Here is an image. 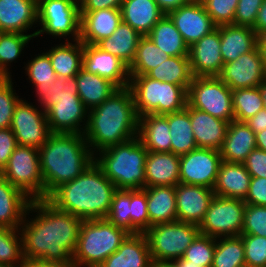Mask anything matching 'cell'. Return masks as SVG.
<instances>
[{
  "label": "cell",
  "mask_w": 266,
  "mask_h": 267,
  "mask_svg": "<svg viewBox=\"0 0 266 267\" xmlns=\"http://www.w3.org/2000/svg\"><path fill=\"white\" fill-rule=\"evenodd\" d=\"M32 212H37L36 217L29 221L26 215ZM82 221L46 198L32 200L20 225L24 258L73 263Z\"/></svg>",
  "instance_id": "obj_1"
},
{
  "label": "cell",
  "mask_w": 266,
  "mask_h": 267,
  "mask_svg": "<svg viewBox=\"0 0 266 267\" xmlns=\"http://www.w3.org/2000/svg\"><path fill=\"white\" fill-rule=\"evenodd\" d=\"M138 125L133 95L127 86L118 88L100 105L88 110L84 137L96 156L100 150L138 136Z\"/></svg>",
  "instance_id": "obj_2"
},
{
  "label": "cell",
  "mask_w": 266,
  "mask_h": 267,
  "mask_svg": "<svg viewBox=\"0 0 266 267\" xmlns=\"http://www.w3.org/2000/svg\"><path fill=\"white\" fill-rule=\"evenodd\" d=\"M116 190L94 161L81 175L57 187L46 199L82 220L105 219Z\"/></svg>",
  "instance_id": "obj_3"
},
{
  "label": "cell",
  "mask_w": 266,
  "mask_h": 267,
  "mask_svg": "<svg viewBox=\"0 0 266 267\" xmlns=\"http://www.w3.org/2000/svg\"><path fill=\"white\" fill-rule=\"evenodd\" d=\"M39 150L44 199L57 187L81 175L94 162V154L78 133H52Z\"/></svg>",
  "instance_id": "obj_4"
},
{
  "label": "cell",
  "mask_w": 266,
  "mask_h": 267,
  "mask_svg": "<svg viewBox=\"0 0 266 267\" xmlns=\"http://www.w3.org/2000/svg\"><path fill=\"white\" fill-rule=\"evenodd\" d=\"M95 163L117 189L145 188V161L148 154L139 137L98 151Z\"/></svg>",
  "instance_id": "obj_5"
},
{
  "label": "cell",
  "mask_w": 266,
  "mask_h": 267,
  "mask_svg": "<svg viewBox=\"0 0 266 267\" xmlns=\"http://www.w3.org/2000/svg\"><path fill=\"white\" fill-rule=\"evenodd\" d=\"M129 235L107 219L83 220L76 250L72 256L74 267H98Z\"/></svg>",
  "instance_id": "obj_6"
},
{
  "label": "cell",
  "mask_w": 266,
  "mask_h": 267,
  "mask_svg": "<svg viewBox=\"0 0 266 267\" xmlns=\"http://www.w3.org/2000/svg\"><path fill=\"white\" fill-rule=\"evenodd\" d=\"M129 85L138 117L165 115L183 110L187 91L181 86L151 79L146 75H129Z\"/></svg>",
  "instance_id": "obj_7"
},
{
  "label": "cell",
  "mask_w": 266,
  "mask_h": 267,
  "mask_svg": "<svg viewBox=\"0 0 266 267\" xmlns=\"http://www.w3.org/2000/svg\"><path fill=\"white\" fill-rule=\"evenodd\" d=\"M154 265L172 263L182 258L200 234L199 226L186 222L160 223L144 232Z\"/></svg>",
  "instance_id": "obj_8"
},
{
  "label": "cell",
  "mask_w": 266,
  "mask_h": 267,
  "mask_svg": "<svg viewBox=\"0 0 266 267\" xmlns=\"http://www.w3.org/2000/svg\"><path fill=\"white\" fill-rule=\"evenodd\" d=\"M0 175L31 200L44 199L38 148L18 145Z\"/></svg>",
  "instance_id": "obj_9"
},
{
  "label": "cell",
  "mask_w": 266,
  "mask_h": 267,
  "mask_svg": "<svg viewBox=\"0 0 266 267\" xmlns=\"http://www.w3.org/2000/svg\"><path fill=\"white\" fill-rule=\"evenodd\" d=\"M187 105L229 123L234 120L232 90L219 77H194L187 90Z\"/></svg>",
  "instance_id": "obj_10"
},
{
  "label": "cell",
  "mask_w": 266,
  "mask_h": 267,
  "mask_svg": "<svg viewBox=\"0 0 266 267\" xmlns=\"http://www.w3.org/2000/svg\"><path fill=\"white\" fill-rule=\"evenodd\" d=\"M79 0H37V22L42 28L37 36L49 34L55 37L73 36L80 40Z\"/></svg>",
  "instance_id": "obj_11"
},
{
  "label": "cell",
  "mask_w": 266,
  "mask_h": 267,
  "mask_svg": "<svg viewBox=\"0 0 266 267\" xmlns=\"http://www.w3.org/2000/svg\"><path fill=\"white\" fill-rule=\"evenodd\" d=\"M246 203L241 199L214 196L199 225L200 234L212 238L240 236Z\"/></svg>",
  "instance_id": "obj_12"
},
{
  "label": "cell",
  "mask_w": 266,
  "mask_h": 267,
  "mask_svg": "<svg viewBox=\"0 0 266 267\" xmlns=\"http://www.w3.org/2000/svg\"><path fill=\"white\" fill-rule=\"evenodd\" d=\"M11 130L17 144L41 148L52 134L49 129L46 112L26 100H20L14 110Z\"/></svg>",
  "instance_id": "obj_13"
},
{
  "label": "cell",
  "mask_w": 266,
  "mask_h": 267,
  "mask_svg": "<svg viewBox=\"0 0 266 267\" xmlns=\"http://www.w3.org/2000/svg\"><path fill=\"white\" fill-rule=\"evenodd\" d=\"M222 161L219 150L197 147L180 156V183L213 189Z\"/></svg>",
  "instance_id": "obj_14"
},
{
  "label": "cell",
  "mask_w": 266,
  "mask_h": 267,
  "mask_svg": "<svg viewBox=\"0 0 266 267\" xmlns=\"http://www.w3.org/2000/svg\"><path fill=\"white\" fill-rule=\"evenodd\" d=\"M232 91L258 87L265 79L260 53L255 47L240 55L236 60L225 63L218 76Z\"/></svg>",
  "instance_id": "obj_15"
},
{
  "label": "cell",
  "mask_w": 266,
  "mask_h": 267,
  "mask_svg": "<svg viewBox=\"0 0 266 267\" xmlns=\"http://www.w3.org/2000/svg\"><path fill=\"white\" fill-rule=\"evenodd\" d=\"M188 56L194 77H218L224 65L220 50V26L193 43Z\"/></svg>",
  "instance_id": "obj_16"
},
{
  "label": "cell",
  "mask_w": 266,
  "mask_h": 267,
  "mask_svg": "<svg viewBox=\"0 0 266 267\" xmlns=\"http://www.w3.org/2000/svg\"><path fill=\"white\" fill-rule=\"evenodd\" d=\"M167 15L189 47L217 27L201 1L192 0Z\"/></svg>",
  "instance_id": "obj_17"
},
{
  "label": "cell",
  "mask_w": 266,
  "mask_h": 267,
  "mask_svg": "<svg viewBox=\"0 0 266 267\" xmlns=\"http://www.w3.org/2000/svg\"><path fill=\"white\" fill-rule=\"evenodd\" d=\"M177 221L199 226L215 196L213 189L191 184L175 186Z\"/></svg>",
  "instance_id": "obj_18"
},
{
  "label": "cell",
  "mask_w": 266,
  "mask_h": 267,
  "mask_svg": "<svg viewBox=\"0 0 266 267\" xmlns=\"http://www.w3.org/2000/svg\"><path fill=\"white\" fill-rule=\"evenodd\" d=\"M83 68L110 80L118 88L129 85L128 66L118 57L94 44H84Z\"/></svg>",
  "instance_id": "obj_19"
},
{
  "label": "cell",
  "mask_w": 266,
  "mask_h": 267,
  "mask_svg": "<svg viewBox=\"0 0 266 267\" xmlns=\"http://www.w3.org/2000/svg\"><path fill=\"white\" fill-rule=\"evenodd\" d=\"M46 117L51 133L84 134L88 123V109L81 99L57 100L46 111Z\"/></svg>",
  "instance_id": "obj_20"
},
{
  "label": "cell",
  "mask_w": 266,
  "mask_h": 267,
  "mask_svg": "<svg viewBox=\"0 0 266 267\" xmlns=\"http://www.w3.org/2000/svg\"><path fill=\"white\" fill-rule=\"evenodd\" d=\"M80 41L96 45L108 38L122 22L121 8L80 11Z\"/></svg>",
  "instance_id": "obj_21"
},
{
  "label": "cell",
  "mask_w": 266,
  "mask_h": 267,
  "mask_svg": "<svg viewBox=\"0 0 266 267\" xmlns=\"http://www.w3.org/2000/svg\"><path fill=\"white\" fill-rule=\"evenodd\" d=\"M98 267H154L145 234H129Z\"/></svg>",
  "instance_id": "obj_22"
},
{
  "label": "cell",
  "mask_w": 266,
  "mask_h": 267,
  "mask_svg": "<svg viewBox=\"0 0 266 267\" xmlns=\"http://www.w3.org/2000/svg\"><path fill=\"white\" fill-rule=\"evenodd\" d=\"M180 156L172 152L148 151L145 161V187L176 186L180 183Z\"/></svg>",
  "instance_id": "obj_23"
},
{
  "label": "cell",
  "mask_w": 266,
  "mask_h": 267,
  "mask_svg": "<svg viewBox=\"0 0 266 267\" xmlns=\"http://www.w3.org/2000/svg\"><path fill=\"white\" fill-rule=\"evenodd\" d=\"M189 114L197 147L220 150L226 137L229 122L196 108L189 107Z\"/></svg>",
  "instance_id": "obj_24"
},
{
  "label": "cell",
  "mask_w": 266,
  "mask_h": 267,
  "mask_svg": "<svg viewBox=\"0 0 266 267\" xmlns=\"http://www.w3.org/2000/svg\"><path fill=\"white\" fill-rule=\"evenodd\" d=\"M37 24V0H0V30L27 33Z\"/></svg>",
  "instance_id": "obj_25"
},
{
  "label": "cell",
  "mask_w": 266,
  "mask_h": 267,
  "mask_svg": "<svg viewBox=\"0 0 266 267\" xmlns=\"http://www.w3.org/2000/svg\"><path fill=\"white\" fill-rule=\"evenodd\" d=\"M256 148V134L245 122L233 120L219 152L223 161L243 164Z\"/></svg>",
  "instance_id": "obj_26"
},
{
  "label": "cell",
  "mask_w": 266,
  "mask_h": 267,
  "mask_svg": "<svg viewBox=\"0 0 266 267\" xmlns=\"http://www.w3.org/2000/svg\"><path fill=\"white\" fill-rule=\"evenodd\" d=\"M32 200L0 175V226L20 228Z\"/></svg>",
  "instance_id": "obj_27"
},
{
  "label": "cell",
  "mask_w": 266,
  "mask_h": 267,
  "mask_svg": "<svg viewBox=\"0 0 266 267\" xmlns=\"http://www.w3.org/2000/svg\"><path fill=\"white\" fill-rule=\"evenodd\" d=\"M250 182L251 175L244 164L222 161L213 191L216 196L244 200Z\"/></svg>",
  "instance_id": "obj_28"
},
{
  "label": "cell",
  "mask_w": 266,
  "mask_h": 267,
  "mask_svg": "<svg viewBox=\"0 0 266 267\" xmlns=\"http://www.w3.org/2000/svg\"><path fill=\"white\" fill-rule=\"evenodd\" d=\"M121 14L122 21L129 24L141 36H147L165 15L155 0H124Z\"/></svg>",
  "instance_id": "obj_29"
},
{
  "label": "cell",
  "mask_w": 266,
  "mask_h": 267,
  "mask_svg": "<svg viewBox=\"0 0 266 267\" xmlns=\"http://www.w3.org/2000/svg\"><path fill=\"white\" fill-rule=\"evenodd\" d=\"M138 137L147 151L171 152L168 114H146L139 117Z\"/></svg>",
  "instance_id": "obj_30"
},
{
  "label": "cell",
  "mask_w": 266,
  "mask_h": 267,
  "mask_svg": "<svg viewBox=\"0 0 266 267\" xmlns=\"http://www.w3.org/2000/svg\"><path fill=\"white\" fill-rule=\"evenodd\" d=\"M255 47L253 28L235 24L220 26V50L224 64L236 60Z\"/></svg>",
  "instance_id": "obj_31"
},
{
  "label": "cell",
  "mask_w": 266,
  "mask_h": 267,
  "mask_svg": "<svg viewBox=\"0 0 266 267\" xmlns=\"http://www.w3.org/2000/svg\"><path fill=\"white\" fill-rule=\"evenodd\" d=\"M147 194L149 227L177 221L176 193L174 186H155L143 189Z\"/></svg>",
  "instance_id": "obj_32"
},
{
  "label": "cell",
  "mask_w": 266,
  "mask_h": 267,
  "mask_svg": "<svg viewBox=\"0 0 266 267\" xmlns=\"http://www.w3.org/2000/svg\"><path fill=\"white\" fill-rule=\"evenodd\" d=\"M65 41L45 53L57 77L72 78L83 68L84 44L80 40L72 44L68 38Z\"/></svg>",
  "instance_id": "obj_33"
},
{
  "label": "cell",
  "mask_w": 266,
  "mask_h": 267,
  "mask_svg": "<svg viewBox=\"0 0 266 267\" xmlns=\"http://www.w3.org/2000/svg\"><path fill=\"white\" fill-rule=\"evenodd\" d=\"M141 37L135 29L122 21L111 36L100 40L96 46L118 57L129 67L135 58Z\"/></svg>",
  "instance_id": "obj_34"
},
{
  "label": "cell",
  "mask_w": 266,
  "mask_h": 267,
  "mask_svg": "<svg viewBox=\"0 0 266 267\" xmlns=\"http://www.w3.org/2000/svg\"><path fill=\"white\" fill-rule=\"evenodd\" d=\"M78 96L84 106L91 110L105 101L118 87L110 80L82 68L75 76Z\"/></svg>",
  "instance_id": "obj_35"
},
{
  "label": "cell",
  "mask_w": 266,
  "mask_h": 267,
  "mask_svg": "<svg viewBox=\"0 0 266 267\" xmlns=\"http://www.w3.org/2000/svg\"><path fill=\"white\" fill-rule=\"evenodd\" d=\"M147 36L169 56L189 55V46L167 14L153 26Z\"/></svg>",
  "instance_id": "obj_36"
},
{
  "label": "cell",
  "mask_w": 266,
  "mask_h": 267,
  "mask_svg": "<svg viewBox=\"0 0 266 267\" xmlns=\"http://www.w3.org/2000/svg\"><path fill=\"white\" fill-rule=\"evenodd\" d=\"M171 152L182 156L197 148L191 128L189 106L178 112L168 113Z\"/></svg>",
  "instance_id": "obj_37"
},
{
  "label": "cell",
  "mask_w": 266,
  "mask_h": 267,
  "mask_svg": "<svg viewBox=\"0 0 266 267\" xmlns=\"http://www.w3.org/2000/svg\"><path fill=\"white\" fill-rule=\"evenodd\" d=\"M146 76L151 79L181 85L186 91L194 78L189 56H169L159 66L151 69Z\"/></svg>",
  "instance_id": "obj_38"
},
{
  "label": "cell",
  "mask_w": 266,
  "mask_h": 267,
  "mask_svg": "<svg viewBox=\"0 0 266 267\" xmlns=\"http://www.w3.org/2000/svg\"><path fill=\"white\" fill-rule=\"evenodd\" d=\"M169 55L158 48L148 36L139 40L135 58L128 67L129 75H146L167 60Z\"/></svg>",
  "instance_id": "obj_39"
},
{
  "label": "cell",
  "mask_w": 266,
  "mask_h": 267,
  "mask_svg": "<svg viewBox=\"0 0 266 267\" xmlns=\"http://www.w3.org/2000/svg\"><path fill=\"white\" fill-rule=\"evenodd\" d=\"M245 266L244 244L241 236L216 238L211 267Z\"/></svg>",
  "instance_id": "obj_40"
},
{
  "label": "cell",
  "mask_w": 266,
  "mask_h": 267,
  "mask_svg": "<svg viewBox=\"0 0 266 267\" xmlns=\"http://www.w3.org/2000/svg\"><path fill=\"white\" fill-rule=\"evenodd\" d=\"M25 67L28 78L36 88L38 101L41 103L46 98L49 86L55 82L57 75L52 67L49 56L46 53L39 54L30 60Z\"/></svg>",
  "instance_id": "obj_41"
},
{
  "label": "cell",
  "mask_w": 266,
  "mask_h": 267,
  "mask_svg": "<svg viewBox=\"0 0 266 267\" xmlns=\"http://www.w3.org/2000/svg\"><path fill=\"white\" fill-rule=\"evenodd\" d=\"M37 36V31L31 34L3 32L0 37V77H11L7 66L19 58L28 42Z\"/></svg>",
  "instance_id": "obj_42"
},
{
  "label": "cell",
  "mask_w": 266,
  "mask_h": 267,
  "mask_svg": "<svg viewBox=\"0 0 266 267\" xmlns=\"http://www.w3.org/2000/svg\"><path fill=\"white\" fill-rule=\"evenodd\" d=\"M19 231L20 228L11 229L0 226V265L20 267L25 260L23 238Z\"/></svg>",
  "instance_id": "obj_43"
},
{
  "label": "cell",
  "mask_w": 266,
  "mask_h": 267,
  "mask_svg": "<svg viewBox=\"0 0 266 267\" xmlns=\"http://www.w3.org/2000/svg\"><path fill=\"white\" fill-rule=\"evenodd\" d=\"M234 120L245 122L263 109L259 87L241 88L232 91Z\"/></svg>",
  "instance_id": "obj_44"
},
{
  "label": "cell",
  "mask_w": 266,
  "mask_h": 267,
  "mask_svg": "<svg viewBox=\"0 0 266 267\" xmlns=\"http://www.w3.org/2000/svg\"><path fill=\"white\" fill-rule=\"evenodd\" d=\"M105 219L131 234L130 190H116Z\"/></svg>",
  "instance_id": "obj_45"
},
{
  "label": "cell",
  "mask_w": 266,
  "mask_h": 267,
  "mask_svg": "<svg viewBox=\"0 0 266 267\" xmlns=\"http://www.w3.org/2000/svg\"><path fill=\"white\" fill-rule=\"evenodd\" d=\"M216 247V238L199 234L184 252L182 259L190 264L211 267Z\"/></svg>",
  "instance_id": "obj_46"
},
{
  "label": "cell",
  "mask_w": 266,
  "mask_h": 267,
  "mask_svg": "<svg viewBox=\"0 0 266 267\" xmlns=\"http://www.w3.org/2000/svg\"><path fill=\"white\" fill-rule=\"evenodd\" d=\"M131 234L144 233L149 228L147 194L143 189L130 190Z\"/></svg>",
  "instance_id": "obj_47"
},
{
  "label": "cell",
  "mask_w": 266,
  "mask_h": 267,
  "mask_svg": "<svg viewBox=\"0 0 266 267\" xmlns=\"http://www.w3.org/2000/svg\"><path fill=\"white\" fill-rule=\"evenodd\" d=\"M76 84V77H57L55 82L49 86L46 98L40 103L41 108L43 107L42 110L46 112L52 105L57 103V100L80 99Z\"/></svg>",
  "instance_id": "obj_48"
},
{
  "label": "cell",
  "mask_w": 266,
  "mask_h": 267,
  "mask_svg": "<svg viewBox=\"0 0 266 267\" xmlns=\"http://www.w3.org/2000/svg\"><path fill=\"white\" fill-rule=\"evenodd\" d=\"M16 95L11 77H0V128H10L17 103L21 100Z\"/></svg>",
  "instance_id": "obj_49"
},
{
  "label": "cell",
  "mask_w": 266,
  "mask_h": 267,
  "mask_svg": "<svg viewBox=\"0 0 266 267\" xmlns=\"http://www.w3.org/2000/svg\"><path fill=\"white\" fill-rule=\"evenodd\" d=\"M239 0H201L216 26L233 24Z\"/></svg>",
  "instance_id": "obj_50"
},
{
  "label": "cell",
  "mask_w": 266,
  "mask_h": 267,
  "mask_svg": "<svg viewBox=\"0 0 266 267\" xmlns=\"http://www.w3.org/2000/svg\"><path fill=\"white\" fill-rule=\"evenodd\" d=\"M244 244L245 265L266 267V237L257 235H240Z\"/></svg>",
  "instance_id": "obj_51"
},
{
  "label": "cell",
  "mask_w": 266,
  "mask_h": 267,
  "mask_svg": "<svg viewBox=\"0 0 266 267\" xmlns=\"http://www.w3.org/2000/svg\"><path fill=\"white\" fill-rule=\"evenodd\" d=\"M241 235L266 237V206L246 204Z\"/></svg>",
  "instance_id": "obj_52"
},
{
  "label": "cell",
  "mask_w": 266,
  "mask_h": 267,
  "mask_svg": "<svg viewBox=\"0 0 266 267\" xmlns=\"http://www.w3.org/2000/svg\"><path fill=\"white\" fill-rule=\"evenodd\" d=\"M263 0H239L233 24L253 28Z\"/></svg>",
  "instance_id": "obj_53"
},
{
  "label": "cell",
  "mask_w": 266,
  "mask_h": 267,
  "mask_svg": "<svg viewBox=\"0 0 266 267\" xmlns=\"http://www.w3.org/2000/svg\"><path fill=\"white\" fill-rule=\"evenodd\" d=\"M243 201L249 205L266 206L265 177H251L248 193Z\"/></svg>",
  "instance_id": "obj_54"
},
{
  "label": "cell",
  "mask_w": 266,
  "mask_h": 267,
  "mask_svg": "<svg viewBox=\"0 0 266 267\" xmlns=\"http://www.w3.org/2000/svg\"><path fill=\"white\" fill-rule=\"evenodd\" d=\"M251 177L266 178V152L260 149L252 150L243 163Z\"/></svg>",
  "instance_id": "obj_55"
},
{
  "label": "cell",
  "mask_w": 266,
  "mask_h": 267,
  "mask_svg": "<svg viewBox=\"0 0 266 267\" xmlns=\"http://www.w3.org/2000/svg\"><path fill=\"white\" fill-rule=\"evenodd\" d=\"M18 146L11 128H0V172L5 168L12 152Z\"/></svg>",
  "instance_id": "obj_56"
},
{
  "label": "cell",
  "mask_w": 266,
  "mask_h": 267,
  "mask_svg": "<svg viewBox=\"0 0 266 267\" xmlns=\"http://www.w3.org/2000/svg\"><path fill=\"white\" fill-rule=\"evenodd\" d=\"M124 0H79L80 11L121 8Z\"/></svg>",
  "instance_id": "obj_57"
},
{
  "label": "cell",
  "mask_w": 266,
  "mask_h": 267,
  "mask_svg": "<svg viewBox=\"0 0 266 267\" xmlns=\"http://www.w3.org/2000/svg\"><path fill=\"white\" fill-rule=\"evenodd\" d=\"M245 123L255 134L266 130V110L264 108L261 109L256 115L246 120Z\"/></svg>",
  "instance_id": "obj_58"
},
{
  "label": "cell",
  "mask_w": 266,
  "mask_h": 267,
  "mask_svg": "<svg viewBox=\"0 0 266 267\" xmlns=\"http://www.w3.org/2000/svg\"><path fill=\"white\" fill-rule=\"evenodd\" d=\"M20 267H74L73 263L51 262L36 259H25Z\"/></svg>",
  "instance_id": "obj_59"
},
{
  "label": "cell",
  "mask_w": 266,
  "mask_h": 267,
  "mask_svg": "<svg viewBox=\"0 0 266 267\" xmlns=\"http://www.w3.org/2000/svg\"><path fill=\"white\" fill-rule=\"evenodd\" d=\"M256 48L258 49L264 70L266 72V30H254Z\"/></svg>",
  "instance_id": "obj_60"
},
{
  "label": "cell",
  "mask_w": 266,
  "mask_h": 267,
  "mask_svg": "<svg viewBox=\"0 0 266 267\" xmlns=\"http://www.w3.org/2000/svg\"><path fill=\"white\" fill-rule=\"evenodd\" d=\"M164 14L176 10L182 5L188 4L192 0H155Z\"/></svg>",
  "instance_id": "obj_61"
},
{
  "label": "cell",
  "mask_w": 266,
  "mask_h": 267,
  "mask_svg": "<svg viewBox=\"0 0 266 267\" xmlns=\"http://www.w3.org/2000/svg\"><path fill=\"white\" fill-rule=\"evenodd\" d=\"M254 30H266V0H263V3L258 11Z\"/></svg>",
  "instance_id": "obj_62"
},
{
  "label": "cell",
  "mask_w": 266,
  "mask_h": 267,
  "mask_svg": "<svg viewBox=\"0 0 266 267\" xmlns=\"http://www.w3.org/2000/svg\"><path fill=\"white\" fill-rule=\"evenodd\" d=\"M154 267H202V266L190 264V261H187V260L180 258V259H176L172 263L156 264V265H154Z\"/></svg>",
  "instance_id": "obj_63"
},
{
  "label": "cell",
  "mask_w": 266,
  "mask_h": 267,
  "mask_svg": "<svg viewBox=\"0 0 266 267\" xmlns=\"http://www.w3.org/2000/svg\"><path fill=\"white\" fill-rule=\"evenodd\" d=\"M256 147L266 152V130L256 133Z\"/></svg>",
  "instance_id": "obj_64"
},
{
  "label": "cell",
  "mask_w": 266,
  "mask_h": 267,
  "mask_svg": "<svg viewBox=\"0 0 266 267\" xmlns=\"http://www.w3.org/2000/svg\"><path fill=\"white\" fill-rule=\"evenodd\" d=\"M263 102V108L266 110V79L258 86Z\"/></svg>",
  "instance_id": "obj_65"
}]
</instances>
